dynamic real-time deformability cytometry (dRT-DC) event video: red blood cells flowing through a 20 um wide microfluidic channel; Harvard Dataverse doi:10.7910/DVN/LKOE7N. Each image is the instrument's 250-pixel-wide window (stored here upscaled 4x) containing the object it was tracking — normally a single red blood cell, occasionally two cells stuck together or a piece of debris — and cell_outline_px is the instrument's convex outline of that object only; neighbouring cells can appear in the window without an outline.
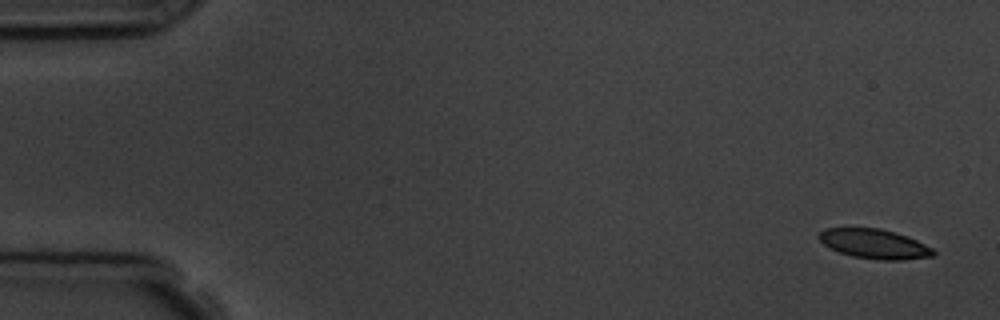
{"species": "common noctule bat (a hibernating species)", "species_latin": "Nyctalus noctula", "temperature_condition": "room temperature", "stored_images_in_passage": 5, "camera_frame_rate_fps": 3000, "um_per_image_px": 0.085, "animal": {"sex": "male", "body_mass_g": 19.5, "forearm_length_mm": 54.6}, "frame": {"image": 1, "passage_image": 1, "time_ms": 0.0, "image_size_px": [1000, 320], "cell_outline_px": [[936, 252], [932, 256], [904, 260], [880, 260], [852, 256], [840, 252], [824, 244], [816, 236], [824, 228], [880, 228], [896, 232], [916, 240], [932, 248]], "centroid_in_image_um": [74.31, 20.72], "position_along_channel_um": 10.7, "area_um2": 19.59}}
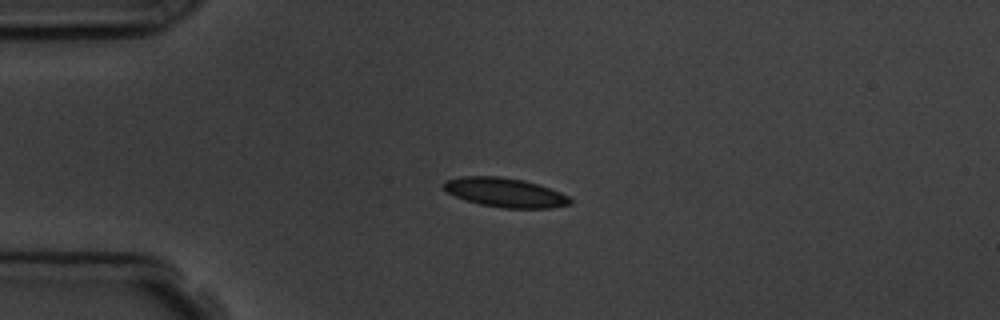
{"frame": {"image": 2, "passage_image": 4, "time_ms": 3.667, "image_size_px": [1000, 320], "cell_outline_px": [[572, 204], [552, 208], [504, 208], [480, 204], [456, 196], [448, 192], [444, 188], [444, 180], [460, 176], [500, 176], [524, 180], [560, 192], [568, 196], [572, 200]], "centroid_in_image_um": [42.95, 16.36], "position_along_channel_um": 42.1, "area_um2": 21.39}}